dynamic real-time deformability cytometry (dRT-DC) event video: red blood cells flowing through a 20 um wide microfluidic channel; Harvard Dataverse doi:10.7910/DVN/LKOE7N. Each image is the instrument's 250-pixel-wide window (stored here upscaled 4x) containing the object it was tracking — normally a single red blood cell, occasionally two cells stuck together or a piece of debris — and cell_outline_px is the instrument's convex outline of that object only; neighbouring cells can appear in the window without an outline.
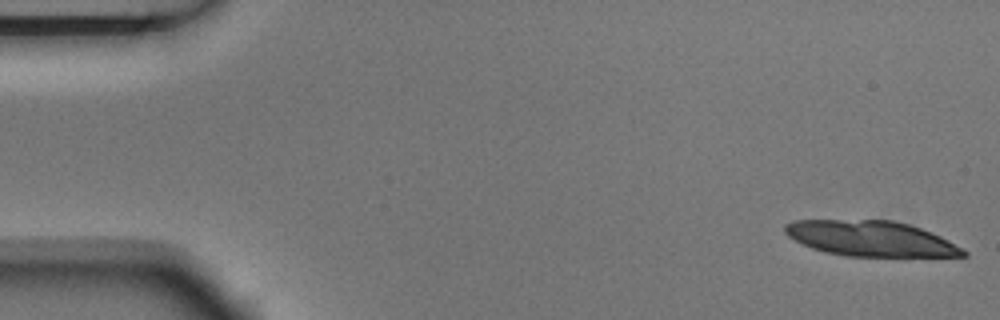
{"species": "Egyptian fruit bat (a non-hibernating species)", "species_latin": "Rousettus aegyptiacus", "temperature_condition": "room temperature", "stored_images_in_passage": 5, "segment_of_instrument_passage": [2, 2], "camera_frame_rate_fps": 3000, "um_per_image_px": 0.085, "animal": {"sex": "male"}, "frame": {"image": 1, "passage_image": 5, "time_ms": 1.333, "image_size_px": [1000, 320], "cell_outline_px": [[968, 256], [844, 256], [824, 252], [812, 248], [788, 236], [784, 232], [784, 224], [796, 220], [892, 220], [908, 224], [920, 228], [940, 236], [964, 248], [968, 252]], "centroid_in_image_um": [74.02, 20.28], "position_along_channel_um": 11.0, "area_um2": 36.65}}